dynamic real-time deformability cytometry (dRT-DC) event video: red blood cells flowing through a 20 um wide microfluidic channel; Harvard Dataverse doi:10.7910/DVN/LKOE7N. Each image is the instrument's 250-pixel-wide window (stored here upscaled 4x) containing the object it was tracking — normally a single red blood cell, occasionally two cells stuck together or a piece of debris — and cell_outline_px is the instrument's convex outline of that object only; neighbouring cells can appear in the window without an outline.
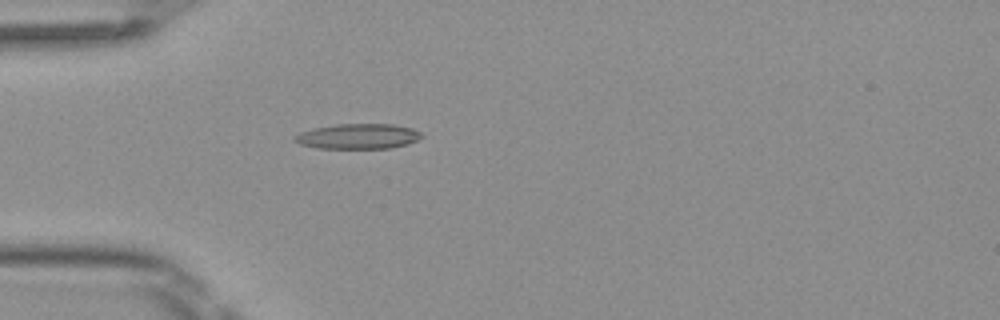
{"species": "Egyptian fruit bat (a non-hibernating species)", "species_latin": "Rousettus aegyptiacus", "temperature_condition": "room temperature", "stored_images_in_passage": 50, "camera_frame_rate_fps": 3000, "um_per_image_px": 0.085, "frame": {"image": 1, "passage_image": 15, "time_ms": 4.667, "image_size_px": [1000, 320], "cell_outline_px": [[424, 136], [416, 140], [404, 144], [388, 148], [316, 148], [300, 144], [292, 140], [292, 136], [300, 132], [312, 128], [332, 124], [392, 124], [412, 128], [420, 132]], "centroid_in_image_um": [30.35, 11.57], "position_along_channel_um": 54.6, "area_um2": 18.67}}
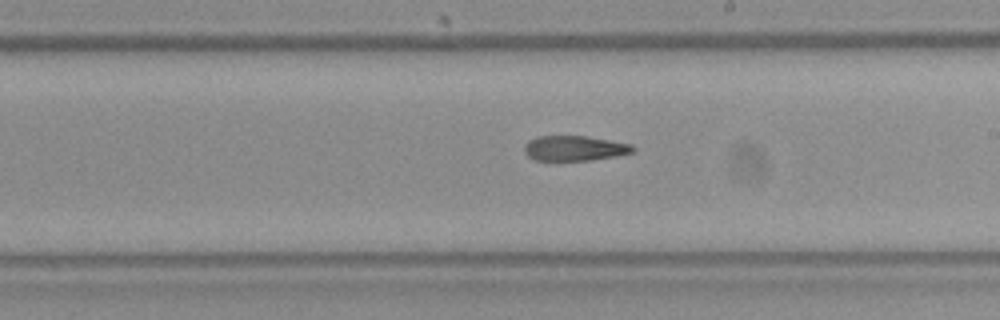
{"frame": {"image": 2, "passage_image": 29, "time_ms": 9.333, "image_size_px": [1000, 320], "cell_outline_px": [[636, 152], [616, 156], [592, 160], [536, 160], [528, 156], [524, 152], [524, 144], [528, 140], [536, 136], [584, 136], [632, 144], [636, 148]], "centroid_in_image_um": [48.84, 12.6], "position_along_channel_um": 240.2, "area_um2": 15.95}}
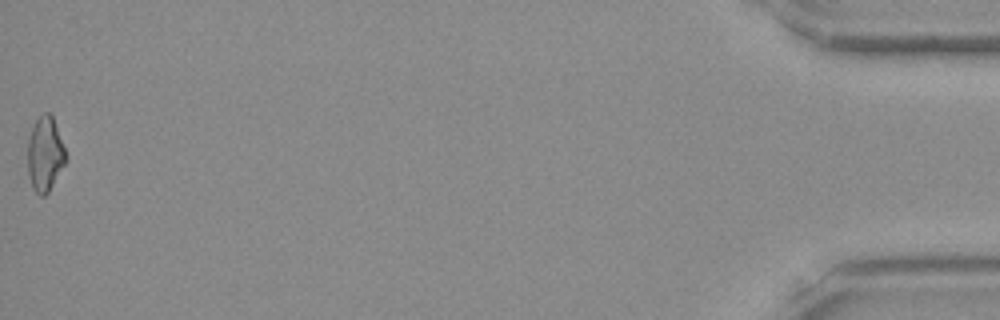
{"frame": {"image": 3, "passage_image": 50, "time_ms": 16.333, "image_size_px": [1000, 320], "cell_outline_px": [[64, 164], [48, 192], [44, 196], [40, 196], [32, 188], [28, 176], [28, 140], [32, 128], [36, 120], [44, 112], [48, 112], [52, 116], [64, 148]], "centroid_in_image_um": [3.79, 13.12], "position_along_channel_um": 431.4, "area_um2": 16.07}, "authors_computed_cell_mechanics": {"area_um2": 17.1088, "velocity_mm_per_s": 4.1352, "shape_relaxation_time_tau1_ms": null, "shape_relaxation_time_tau2_ms": 9.8451, "deformation_change_tau1": null, "deformation_change_tau2": 0.2306}}